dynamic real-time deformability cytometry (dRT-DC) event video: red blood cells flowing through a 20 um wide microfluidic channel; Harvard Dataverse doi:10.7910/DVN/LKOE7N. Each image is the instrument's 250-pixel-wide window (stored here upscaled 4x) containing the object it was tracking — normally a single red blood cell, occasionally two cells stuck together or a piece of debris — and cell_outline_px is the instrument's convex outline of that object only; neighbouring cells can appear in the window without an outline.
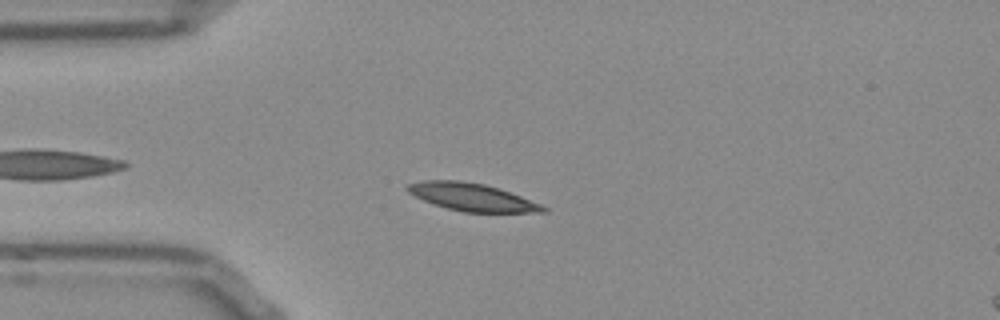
{"species": "Egyptian fruit bat (a non-hibernating species)", "species_latin": "Rousettus aegyptiacus", "temperature_condition": "room temperature", "stored_images_in_passage": 33, "camera_frame_rate_fps": 3000, "um_per_image_px": 0.085, "frame": {"image": 1, "passage_image": 6, "time_ms": 1.667, "image_size_px": [1000, 320], "cell_outline_px": [[548, 212], [464, 212], [448, 208], [424, 200], [408, 192], [404, 188], [408, 184], [424, 180], [460, 180], [484, 184], [500, 188], [540, 204], [548, 208]], "centroid_in_image_um": [40.12, 16.74], "position_along_channel_um": 44.9, "area_um2": 21.62}}
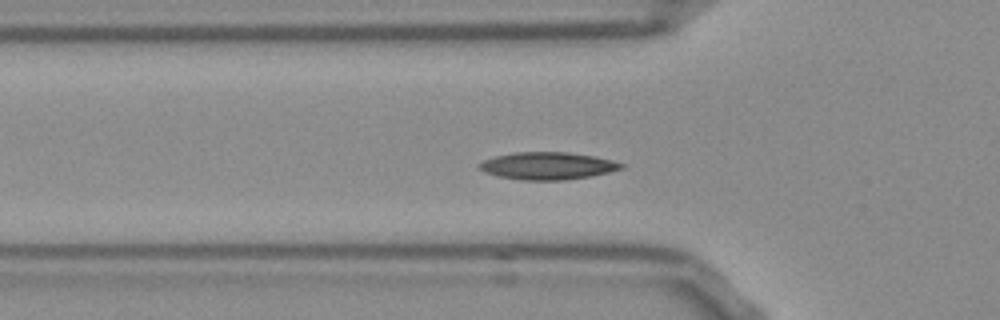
{"frame": {"image": 2, "passage_image": 10, "time_ms": 3.0, "image_size_px": [1000, 320], "cell_outline_px": [[624, 168], [592, 176], [564, 180], [520, 180], [500, 176], [484, 172], [476, 168], [476, 164], [484, 160], [496, 156], [516, 152], [568, 152], [592, 156], [612, 160], [624, 164]], "centroid_in_image_um": [46.51, 14.1], "position_along_channel_um": 79.3, "area_um2": 22.66}}
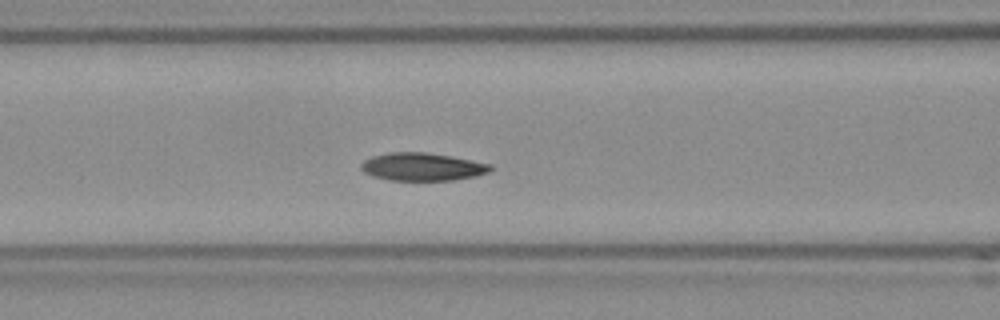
{"frame": {"image": 3, "passage_image": 14, "time_ms": 4.333, "image_size_px": [1000, 320], "cell_outline_px": [[492, 168], [488, 172], [476, 176], [452, 180], [388, 180], [372, 176], [364, 172], [360, 168], [360, 164], [364, 160], [372, 156], [388, 152], [424, 152], [448, 156], [492, 164]], "centroid_in_image_um": [35.85, 14.18], "position_along_channel_um": 130.7, "area_um2": 20.92}, "authors_computed_cell_mechanics": {"area_um2": 21.5594, "velocity_mm_per_s": 3.796, "shape_relaxation_time_tau1_ms": 3.8381, "shape_relaxation_time_tau2_ms": 2.8825, "deformation_change_tau1": 0.1084, "deformation_change_tau2": 0.0631}}